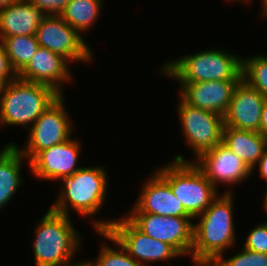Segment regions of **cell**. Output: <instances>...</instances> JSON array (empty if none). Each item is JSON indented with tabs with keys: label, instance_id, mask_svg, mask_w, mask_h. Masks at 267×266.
<instances>
[{
	"label": "cell",
	"instance_id": "1",
	"mask_svg": "<svg viewBox=\"0 0 267 266\" xmlns=\"http://www.w3.org/2000/svg\"><path fill=\"white\" fill-rule=\"evenodd\" d=\"M232 191L218 195L211 205L195 218L194 241L190 255L193 263L215 262L228 247L235 245Z\"/></svg>",
	"mask_w": 267,
	"mask_h": 266
},
{
	"label": "cell",
	"instance_id": "2",
	"mask_svg": "<svg viewBox=\"0 0 267 266\" xmlns=\"http://www.w3.org/2000/svg\"><path fill=\"white\" fill-rule=\"evenodd\" d=\"M33 253L36 266H74L70 264L78 246L81 245L70 216L51 208L36 227ZM80 244V245H79Z\"/></svg>",
	"mask_w": 267,
	"mask_h": 266
},
{
	"label": "cell",
	"instance_id": "3",
	"mask_svg": "<svg viewBox=\"0 0 267 266\" xmlns=\"http://www.w3.org/2000/svg\"><path fill=\"white\" fill-rule=\"evenodd\" d=\"M236 56L224 50H206L171 60L160 71L179 83L241 80L242 59Z\"/></svg>",
	"mask_w": 267,
	"mask_h": 266
},
{
	"label": "cell",
	"instance_id": "4",
	"mask_svg": "<svg viewBox=\"0 0 267 266\" xmlns=\"http://www.w3.org/2000/svg\"><path fill=\"white\" fill-rule=\"evenodd\" d=\"M1 125L28 128L60 96L52 87L16 78L6 83L0 93Z\"/></svg>",
	"mask_w": 267,
	"mask_h": 266
},
{
	"label": "cell",
	"instance_id": "5",
	"mask_svg": "<svg viewBox=\"0 0 267 266\" xmlns=\"http://www.w3.org/2000/svg\"><path fill=\"white\" fill-rule=\"evenodd\" d=\"M156 171L169 183L175 197L193 218L203 213L219 195L195 162L184 160L182 155L175 156L173 163Z\"/></svg>",
	"mask_w": 267,
	"mask_h": 266
},
{
	"label": "cell",
	"instance_id": "6",
	"mask_svg": "<svg viewBox=\"0 0 267 266\" xmlns=\"http://www.w3.org/2000/svg\"><path fill=\"white\" fill-rule=\"evenodd\" d=\"M61 181L64 187L50 208L66 216L70 214L69 207L80 215L96 216L106 199L108 182L105 170L102 167H81Z\"/></svg>",
	"mask_w": 267,
	"mask_h": 266
},
{
	"label": "cell",
	"instance_id": "7",
	"mask_svg": "<svg viewBox=\"0 0 267 266\" xmlns=\"http://www.w3.org/2000/svg\"><path fill=\"white\" fill-rule=\"evenodd\" d=\"M95 231L105 230L142 266L181 256L171 245L153 239L140 231L126 216L114 221H95ZM147 263V264H146Z\"/></svg>",
	"mask_w": 267,
	"mask_h": 266
},
{
	"label": "cell",
	"instance_id": "8",
	"mask_svg": "<svg viewBox=\"0 0 267 266\" xmlns=\"http://www.w3.org/2000/svg\"><path fill=\"white\" fill-rule=\"evenodd\" d=\"M177 106L186 142L196 159L204 152L222 144L224 116L186 103L181 97Z\"/></svg>",
	"mask_w": 267,
	"mask_h": 266
},
{
	"label": "cell",
	"instance_id": "9",
	"mask_svg": "<svg viewBox=\"0 0 267 266\" xmlns=\"http://www.w3.org/2000/svg\"><path fill=\"white\" fill-rule=\"evenodd\" d=\"M64 101V96L60 95L29 128L27 148H19L29 162L42 150L71 138L72 121L68 118Z\"/></svg>",
	"mask_w": 267,
	"mask_h": 266
},
{
	"label": "cell",
	"instance_id": "10",
	"mask_svg": "<svg viewBox=\"0 0 267 266\" xmlns=\"http://www.w3.org/2000/svg\"><path fill=\"white\" fill-rule=\"evenodd\" d=\"M127 218L149 237L171 245L181 256L191 254L193 217H163L151 213H129Z\"/></svg>",
	"mask_w": 267,
	"mask_h": 266
},
{
	"label": "cell",
	"instance_id": "11",
	"mask_svg": "<svg viewBox=\"0 0 267 266\" xmlns=\"http://www.w3.org/2000/svg\"><path fill=\"white\" fill-rule=\"evenodd\" d=\"M35 37L41 47L59 54L68 62H89L93 58V53L82 35L60 15L47 16L39 24Z\"/></svg>",
	"mask_w": 267,
	"mask_h": 266
},
{
	"label": "cell",
	"instance_id": "12",
	"mask_svg": "<svg viewBox=\"0 0 267 266\" xmlns=\"http://www.w3.org/2000/svg\"><path fill=\"white\" fill-rule=\"evenodd\" d=\"M80 142L77 139L54 145L39 152L28 164L30 171L43 180H62L73 175L80 169L77 160L80 152Z\"/></svg>",
	"mask_w": 267,
	"mask_h": 266
},
{
	"label": "cell",
	"instance_id": "13",
	"mask_svg": "<svg viewBox=\"0 0 267 266\" xmlns=\"http://www.w3.org/2000/svg\"><path fill=\"white\" fill-rule=\"evenodd\" d=\"M195 162L217 189V183L239 184L252 173V170L223 144L202 153Z\"/></svg>",
	"mask_w": 267,
	"mask_h": 266
},
{
	"label": "cell",
	"instance_id": "14",
	"mask_svg": "<svg viewBox=\"0 0 267 266\" xmlns=\"http://www.w3.org/2000/svg\"><path fill=\"white\" fill-rule=\"evenodd\" d=\"M264 100L257 89L241 79L234 88L229 108L224 115V126L259 132Z\"/></svg>",
	"mask_w": 267,
	"mask_h": 266
},
{
	"label": "cell",
	"instance_id": "15",
	"mask_svg": "<svg viewBox=\"0 0 267 266\" xmlns=\"http://www.w3.org/2000/svg\"><path fill=\"white\" fill-rule=\"evenodd\" d=\"M144 184L130 213H151L163 217H192L173 194L169 183L156 171Z\"/></svg>",
	"mask_w": 267,
	"mask_h": 266
},
{
	"label": "cell",
	"instance_id": "16",
	"mask_svg": "<svg viewBox=\"0 0 267 266\" xmlns=\"http://www.w3.org/2000/svg\"><path fill=\"white\" fill-rule=\"evenodd\" d=\"M68 63L59 54L39 46L29 63L17 74V78L50 86L63 95V83L69 82L72 76Z\"/></svg>",
	"mask_w": 267,
	"mask_h": 266
},
{
	"label": "cell",
	"instance_id": "17",
	"mask_svg": "<svg viewBox=\"0 0 267 266\" xmlns=\"http://www.w3.org/2000/svg\"><path fill=\"white\" fill-rule=\"evenodd\" d=\"M240 80H218L197 83H179L181 98L191 106L224 116L232 93Z\"/></svg>",
	"mask_w": 267,
	"mask_h": 266
},
{
	"label": "cell",
	"instance_id": "18",
	"mask_svg": "<svg viewBox=\"0 0 267 266\" xmlns=\"http://www.w3.org/2000/svg\"><path fill=\"white\" fill-rule=\"evenodd\" d=\"M46 17L28 0H15L0 10V41L5 37L35 35Z\"/></svg>",
	"mask_w": 267,
	"mask_h": 266
},
{
	"label": "cell",
	"instance_id": "19",
	"mask_svg": "<svg viewBox=\"0 0 267 266\" xmlns=\"http://www.w3.org/2000/svg\"><path fill=\"white\" fill-rule=\"evenodd\" d=\"M222 144L236 154L251 170L267 149V140L259 133L224 126Z\"/></svg>",
	"mask_w": 267,
	"mask_h": 266
},
{
	"label": "cell",
	"instance_id": "20",
	"mask_svg": "<svg viewBox=\"0 0 267 266\" xmlns=\"http://www.w3.org/2000/svg\"><path fill=\"white\" fill-rule=\"evenodd\" d=\"M25 159L19 151V146L12 143L6 144L0 152V209L11 200L16 190L21 187V165Z\"/></svg>",
	"mask_w": 267,
	"mask_h": 266
},
{
	"label": "cell",
	"instance_id": "21",
	"mask_svg": "<svg viewBox=\"0 0 267 266\" xmlns=\"http://www.w3.org/2000/svg\"><path fill=\"white\" fill-rule=\"evenodd\" d=\"M102 2L103 0H70L60 16L80 34L96 22Z\"/></svg>",
	"mask_w": 267,
	"mask_h": 266
},
{
	"label": "cell",
	"instance_id": "22",
	"mask_svg": "<svg viewBox=\"0 0 267 266\" xmlns=\"http://www.w3.org/2000/svg\"><path fill=\"white\" fill-rule=\"evenodd\" d=\"M0 43L3 45L10 65L16 74L29 63L40 46L35 35L5 37Z\"/></svg>",
	"mask_w": 267,
	"mask_h": 266
},
{
	"label": "cell",
	"instance_id": "23",
	"mask_svg": "<svg viewBox=\"0 0 267 266\" xmlns=\"http://www.w3.org/2000/svg\"><path fill=\"white\" fill-rule=\"evenodd\" d=\"M242 79L267 99V57L255 55L242 60Z\"/></svg>",
	"mask_w": 267,
	"mask_h": 266
},
{
	"label": "cell",
	"instance_id": "24",
	"mask_svg": "<svg viewBox=\"0 0 267 266\" xmlns=\"http://www.w3.org/2000/svg\"><path fill=\"white\" fill-rule=\"evenodd\" d=\"M97 232L104 238L115 243L119 250H115L105 244V246H102L96 262H87L90 266H142L139 262L134 260L105 230Z\"/></svg>",
	"mask_w": 267,
	"mask_h": 266
},
{
	"label": "cell",
	"instance_id": "25",
	"mask_svg": "<svg viewBox=\"0 0 267 266\" xmlns=\"http://www.w3.org/2000/svg\"><path fill=\"white\" fill-rule=\"evenodd\" d=\"M241 251L228 259L220 256L214 263L217 266H267V254L245 248Z\"/></svg>",
	"mask_w": 267,
	"mask_h": 266
},
{
	"label": "cell",
	"instance_id": "26",
	"mask_svg": "<svg viewBox=\"0 0 267 266\" xmlns=\"http://www.w3.org/2000/svg\"><path fill=\"white\" fill-rule=\"evenodd\" d=\"M246 239L245 249L267 254V222L255 226Z\"/></svg>",
	"mask_w": 267,
	"mask_h": 266
},
{
	"label": "cell",
	"instance_id": "27",
	"mask_svg": "<svg viewBox=\"0 0 267 266\" xmlns=\"http://www.w3.org/2000/svg\"><path fill=\"white\" fill-rule=\"evenodd\" d=\"M37 9L42 10L47 16L60 15L70 0H28Z\"/></svg>",
	"mask_w": 267,
	"mask_h": 266
},
{
	"label": "cell",
	"instance_id": "28",
	"mask_svg": "<svg viewBox=\"0 0 267 266\" xmlns=\"http://www.w3.org/2000/svg\"><path fill=\"white\" fill-rule=\"evenodd\" d=\"M0 78L8 83L17 78L16 72L12 69L8 55L5 52L3 45L0 43Z\"/></svg>",
	"mask_w": 267,
	"mask_h": 266
},
{
	"label": "cell",
	"instance_id": "29",
	"mask_svg": "<svg viewBox=\"0 0 267 266\" xmlns=\"http://www.w3.org/2000/svg\"><path fill=\"white\" fill-rule=\"evenodd\" d=\"M259 133L267 140V99L264 100L262 106Z\"/></svg>",
	"mask_w": 267,
	"mask_h": 266
},
{
	"label": "cell",
	"instance_id": "30",
	"mask_svg": "<svg viewBox=\"0 0 267 266\" xmlns=\"http://www.w3.org/2000/svg\"><path fill=\"white\" fill-rule=\"evenodd\" d=\"M256 165H258V171L260 172L261 177L267 181V149L264 151Z\"/></svg>",
	"mask_w": 267,
	"mask_h": 266
},
{
	"label": "cell",
	"instance_id": "31",
	"mask_svg": "<svg viewBox=\"0 0 267 266\" xmlns=\"http://www.w3.org/2000/svg\"><path fill=\"white\" fill-rule=\"evenodd\" d=\"M15 0H0V10L4 9L10 3L14 2Z\"/></svg>",
	"mask_w": 267,
	"mask_h": 266
},
{
	"label": "cell",
	"instance_id": "32",
	"mask_svg": "<svg viewBox=\"0 0 267 266\" xmlns=\"http://www.w3.org/2000/svg\"><path fill=\"white\" fill-rule=\"evenodd\" d=\"M245 3L247 4V2L249 3V1L251 0H244ZM262 5H263V13L264 16H267V0H262Z\"/></svg>",
	"mask_w": 267,
	"mask_h": 266
},
{
	"label": "cell",
	"instance_id": "33",
	"mask_svg": "<svg viewBox=\"0 0 267 266\" xmlns=\"http://www.w3.org/2000/svg\"><path fill=\"white\" fill-rule=\"evenodd\" d=\"M196 266H217L214 262H197Z\"/></svg>",
	"mask_w": 267,
	"mask_h": 266
},
{
	"label": "cell",
	"instance_id": "34",
	"mask_svg": "<svg viewBox=\"0 0 267 266\" xmlns=\"http://www.w3.org/2000/svg\"><path fill=\"white\" fill-rule=\"evenodd\" d=\"M6 83L0 78V93L4 90Z\"/></svg>",
	"mask_w": 267,
	"mask_h": 266
},
{
	"label": "cell",
	"instance_id": "35",
	"mask_svg": "<svg viewBox=\"0 0 267 266\" xmlns=\"http://www.w3.org/2000/svg\"><path fill=\"white\" fill-rule=\"evenodd\" d=\"M264 209H265V211H266V213H267V192H266V195H265V199H264Z\"/></svg>",
	"mask_w": 267,
	"mask_h": 266
},
{
	"label": "cell",
	"instance_id": "36",
	"mask_svg": "<svg viewBox=\"0 0 267 266\" xmlns=\"http://www.w3.org/2000/svg\"><path fill=\"white\" fill-rule=\"evenodd\" d=\"M80 266H90V265L87 263V261L86 262L84 261L80 263Z\"/></svg>",
	"mask_w": 267,
	"mask_h": 266
}]
</instances>
